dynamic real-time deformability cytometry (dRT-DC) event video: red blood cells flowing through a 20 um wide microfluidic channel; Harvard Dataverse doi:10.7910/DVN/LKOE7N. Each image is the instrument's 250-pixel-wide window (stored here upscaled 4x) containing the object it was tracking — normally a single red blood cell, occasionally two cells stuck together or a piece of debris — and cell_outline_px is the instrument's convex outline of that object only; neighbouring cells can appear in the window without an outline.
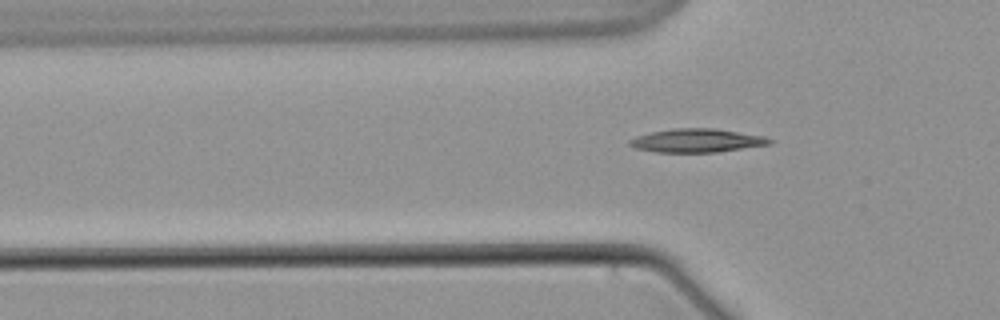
{"species": "common noctule bat (a hibernating species)", "species_latin": "Nyctalus noctula", "temperature_condition": "warm", "stored_images_in_passage": 8, "segment_of_instrument_passage": [2, 2], "camera_frame_rate_fps": 3000, "um_per_image_px": 0.085, "animal": {"sex": "male", "body_mass_g": 21.5, "forearm_length_mm": 52.0}, "frame": {"image": 1, "passage_image": 8, "time_ms": 9.333, "image_size_px": [1000, 320], "cell_outline_px": [[776, 140], [772, 144], [720, 152], [656, 152], [636, 148], [628, 144], [628, 140], [636, 136], [652, 132], [672, 128], [716, 128], [764, 136]], "centroid_in_image_um": [59.29, 11.94], "position_along_channel_um": 66.5, "area_um2": 19.42}}